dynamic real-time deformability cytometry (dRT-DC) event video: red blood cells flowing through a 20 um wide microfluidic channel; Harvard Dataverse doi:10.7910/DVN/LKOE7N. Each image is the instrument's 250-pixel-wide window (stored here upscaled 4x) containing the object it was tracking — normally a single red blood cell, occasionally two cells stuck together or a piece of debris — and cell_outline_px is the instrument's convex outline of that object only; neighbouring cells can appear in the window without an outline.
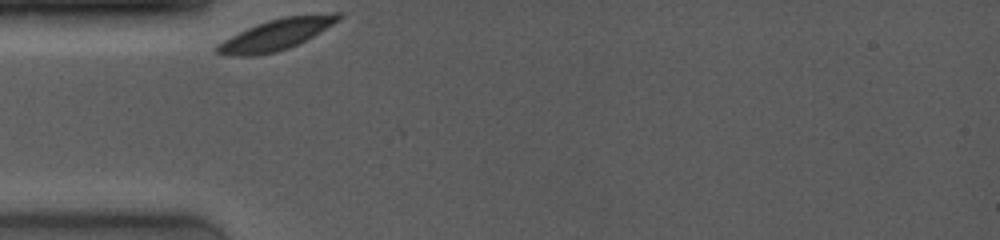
{"species": "common noctule bat (a hibernating species)", "species_latin": "Nyctalus noctula", "temperature_condition": "room temperature", "stored_images_in_passage": 6, "segment_of_instrument_passage": [1, 2], "camera_frame_rate_fps": 4000, "um_per_image_px": 0.085, "animal": {"sex": "female", "body_mass_g": 19.0, "forearm_length_mm": 53.3}, "frame": {"image": 1, "passage_image": 1, "time_ms": 0.0, "image_size_px": [1000, 240], "cell_outline_px": [[344, 16], [340, 20], [312, 36], [288, 48], [276, 52], [252, 56], [228, 56], [216, 52], [216, 44], [256, 24], [268, 20], [284, 16], [332, 12], [344, 12]], "centroid_in_image_um": [23.52, 2.91], "position_along_channel_um": 61.5, "area_um2": 21.85}}
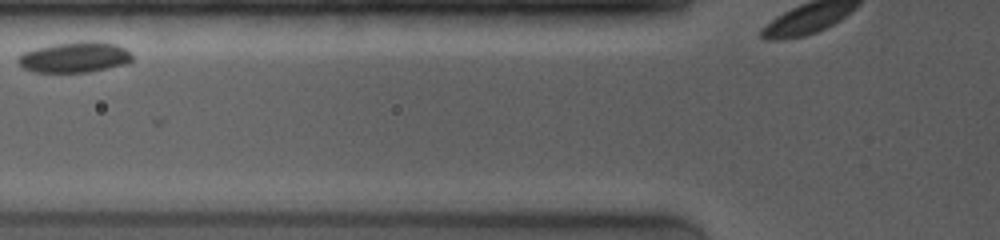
{"frame": {"image": 2, "passage_image": 3, "time_ms": 1.75, "image_size_px": [1000, 240], "cell_outline_px": [[132, 60], [128, 64], [88, 72], [32, 72], [24, 68], [16, 60], [16, 56], [20, 52], [52, 44], [80, 40], [96, 40], [116, 44], [132, 52]], "centroid_in_image_um": [6.34, 4.84], "position_along_channel_um": 119.5, "area_um2": 20.92}}
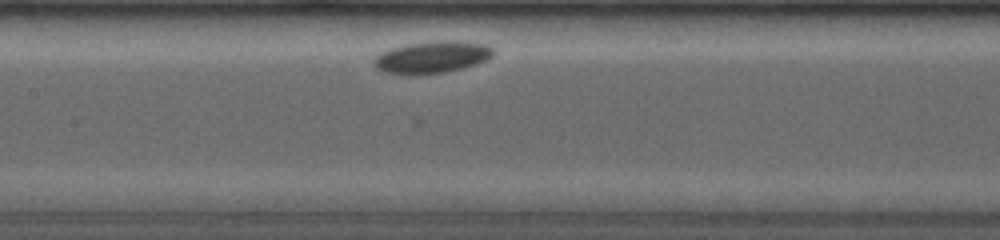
{"frame": {"image": 3, "passage_image": 5, "time_ms": 3.25, "image_size_px": [1000, 240], "cell_outline_px": [[496, 52], [492, 56], [476, 64], [444, 72], [412, 76], [384, 72], [376, 68], [372, 64], [372, 60], [380, 52], [392, 48], [408, 44], [436, 40], [460, 40], [484, 44], [496, 48]], "centroid_in_image_um": [36.71, 4.85], "position_along_channel_um": 170.7, "area_um2": 22.66}}